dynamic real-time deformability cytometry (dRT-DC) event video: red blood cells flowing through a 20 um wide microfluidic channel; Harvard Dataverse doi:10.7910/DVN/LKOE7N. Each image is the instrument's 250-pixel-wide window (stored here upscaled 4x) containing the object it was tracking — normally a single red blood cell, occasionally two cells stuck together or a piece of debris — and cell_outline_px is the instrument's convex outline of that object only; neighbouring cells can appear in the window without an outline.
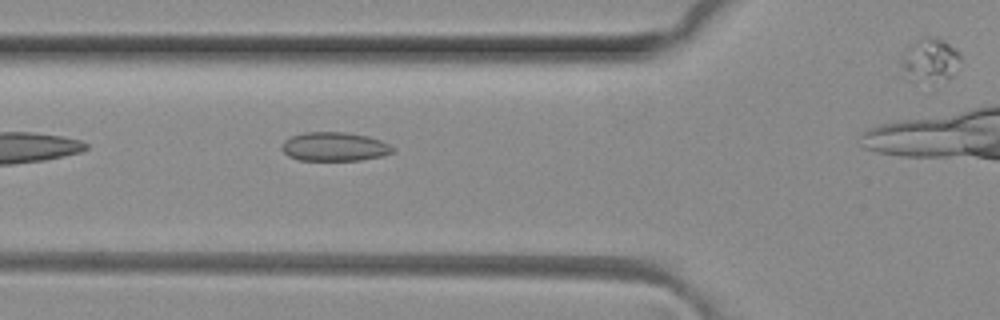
{"species": "common noctule bat (a hibernating species)", "species_latin": "Nyctalus noctula", "temperature_condition": "room temperature", "stored_images_in_passage": 4, "camera_frame_rate_fps": 3000, "um_per_image_px": 0.085, "animal": {"sex": "female", "body_mass_g": 29.2, "forearm_length_mm": 56.3}, "frame": {"image": 1, "passage_image": 3, "time_ms": 0.667, "image_size_px": [1000, 320], "cell_outline_px": [[396, 152], [380, 156], [360, 160], [300, 160], [288, 156], [280, 148], [284, 140], [292, 136], [304, 132], [344, 132], [368, 136], [380, 140], [396, 148]], "centroid_in_image_um": [28.43, 12.46], "position_along_channel_um": 97.4, "area_um2": 18.73}}